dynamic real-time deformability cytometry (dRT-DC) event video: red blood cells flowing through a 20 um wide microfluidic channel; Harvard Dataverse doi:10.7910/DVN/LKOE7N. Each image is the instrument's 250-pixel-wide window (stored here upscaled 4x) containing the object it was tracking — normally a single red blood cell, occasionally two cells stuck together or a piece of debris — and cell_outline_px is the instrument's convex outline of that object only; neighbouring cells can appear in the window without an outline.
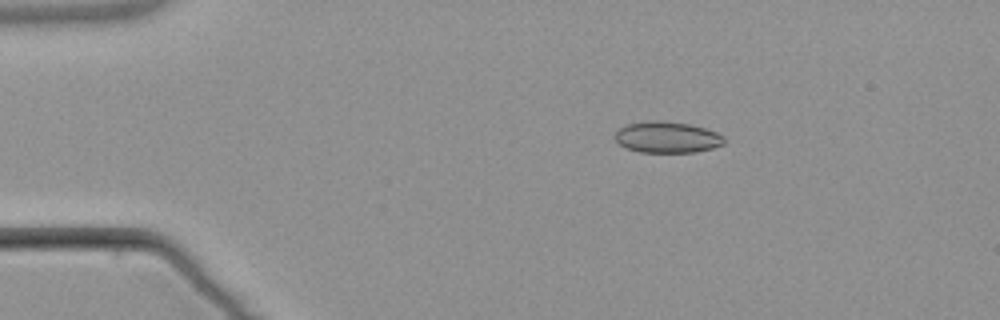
{"species": "common noctule bat (a hibernating species)", "species_latin": "Nyctalus noctula", "temperature_condition": "warm", "stored_images_in_passage": 6, "camera_frame_rate_fps": 3000, "um_per_image_px": 0.085, "animal": {"sex": "male", "body_mass_g": 21.5, "forearm_length_mm": 52.0}, "frame": {"image": 1, "passage_image": 2, "time_ms": 2.0, "image_size_px": [1000, 320], "cell_outline_px": [[724, 144], [712, 148], [696, 152], [640, 152], [624, 148], [612, 136], [620, 128], [628, 124], [648, 120], [660, 120], [692, 124], [716, 132], [724, 136]], "centroid_in_image_um": [56.69, 11.66], "position_along_channel_um": 28.3, "area_um2": 20.06}}
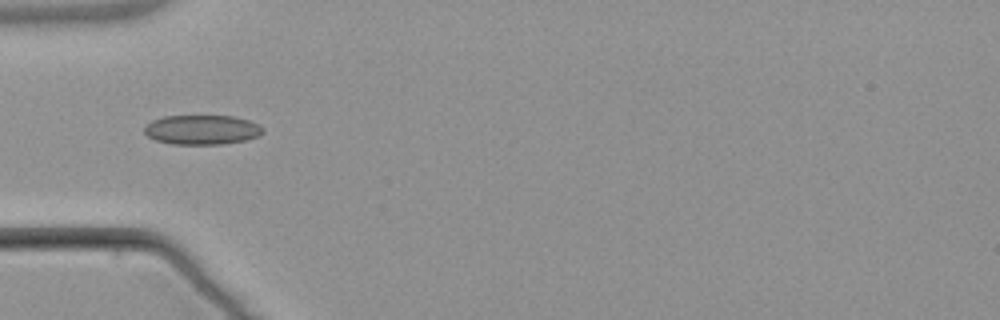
{"frame": {"image": 2, "passage_image": 4, "time_ms": 4.667, "image_size_px": [1000, 320], "cell_outline_px": [[264, 132], [260, 136], [244, 140], [220, 144], [172, 144], [156, 140], [148, 136], [144, 132], [144, 128], [152, 120], [164, 116], [232, 116], [248, 120], [260, 124], [264, 128]], "centroid_in_image_um": [17.2, 11.03], "position_along_channel_um": 67.8, "area_um2": 20.4}}
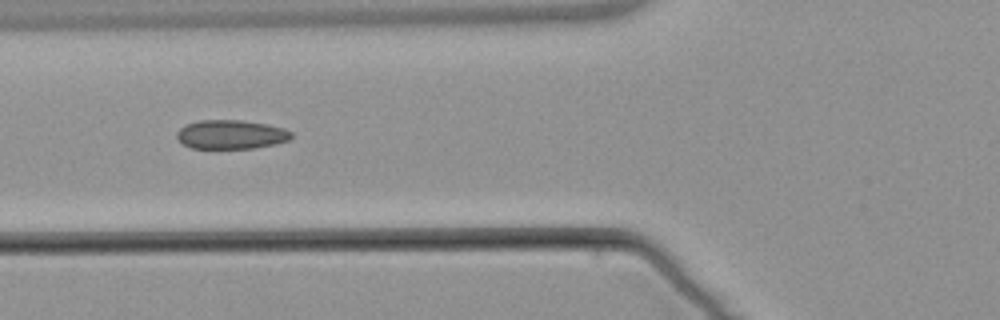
{"frame": {"image": 3, "passage_image": 5, "time_ms": 5.667, "image_size_px": [1000, 320], "cell_outline_px": [[292, 136], [288, 140], [276, 144], [252, 148], [192, 148], [184, 144], [176, 136], [176, 132], [184, 124], [200, 120], [240, 120], [268, 124], [284, 128], [292, 132]], "centroid_in_image_um": [19.64, 11.42], "position_along_channel_um": 106.2, "area_um2": 19.36}}